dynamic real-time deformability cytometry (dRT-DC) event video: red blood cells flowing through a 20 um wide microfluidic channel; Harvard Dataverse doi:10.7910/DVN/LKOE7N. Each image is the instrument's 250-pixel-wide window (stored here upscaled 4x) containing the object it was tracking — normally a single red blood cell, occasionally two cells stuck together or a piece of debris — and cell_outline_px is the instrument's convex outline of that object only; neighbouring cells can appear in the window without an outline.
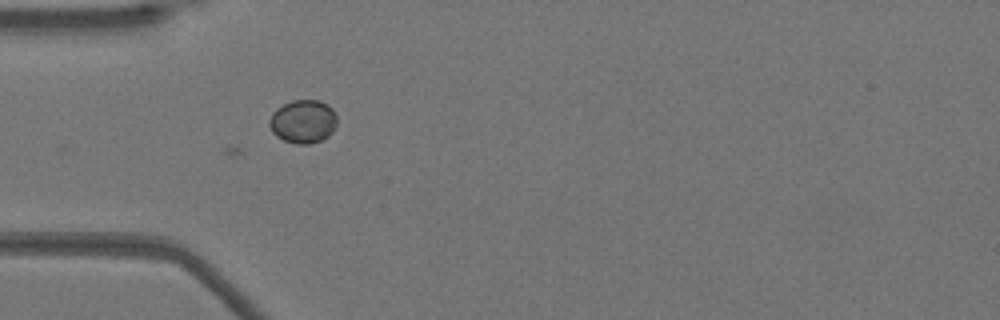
{"species": "Egyptian fruit bat (a non-hibernating species)", "species_latin": "Rousettus aegyptiacus", "temperature_condition": "warm", "stored_images_in_passage": 14, "camera_frame_rate_fps": 3000, "um_per_image_px": 0.085, "animal": {"sex": "female"}, "frame": {"image": 1, "passage_image": 2, "time_ms": 0.333, "image_size_px": [1000, 320], "cell_outline_px": [[336, 124], [332, 132], [328, 136], [320, 140], [308, 144], [296, 144], [284, 140], [276, 136], [272, 132], [268, 124], [268, 120], [272, 112], [276, 108], [292, 100], [320, 100], [328, 104], [332, 108], [336, 116]], "centroid_in_image_um": [25.74, 10.31], "position_along_channel_um": 59.3, "area_um2": 17.22}}
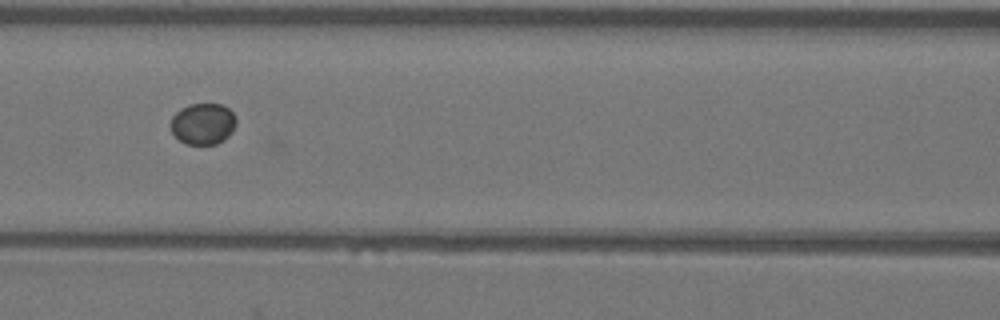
{"frame": {"image": 2, "passage_image": 9, "time_ms": 2.667, "image_size_px": [1000, 320], "cell_outline_px": [[236, 124], [232, 132], [224, 140], [216, 144], [184, 144], [172, 132], [168, 124], [172, 116], [180, 108], [188, 104], [220, 104], [228, 108], [232, 112], [236, 120]], "centroid_in_image_um": [17.22, 10.52], "position_along_channel_um": 149.4, "area_um2": 15.95}}
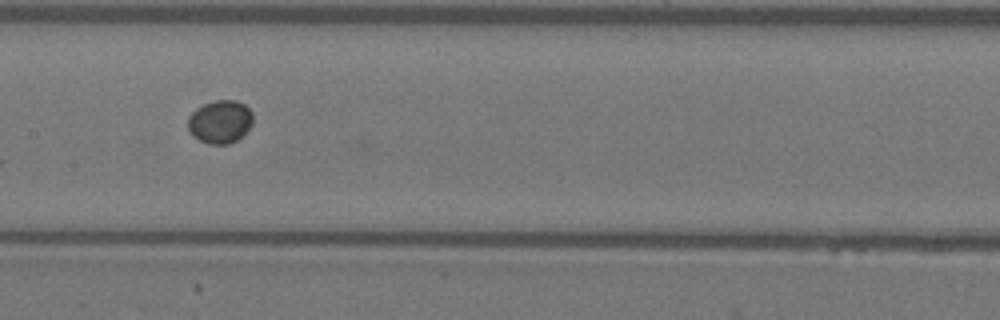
{"frame": {"image": 3, "passage_image": 12, "time_ms": 3.667, "image_size_px": [1000, 320], "cell_outline_px": [[252, 124], [236, 140], [228, 144], [208, 144], [192, 136], [188, 128], [188, 116], [196, 108], [204, 104], [216, 100], [236, 100], [244, 104], [252, 112]], "centroid_in_image_um": [18.68, 10.34], "position_along_channel_um": 188.7, "area_um2": 16.24}}